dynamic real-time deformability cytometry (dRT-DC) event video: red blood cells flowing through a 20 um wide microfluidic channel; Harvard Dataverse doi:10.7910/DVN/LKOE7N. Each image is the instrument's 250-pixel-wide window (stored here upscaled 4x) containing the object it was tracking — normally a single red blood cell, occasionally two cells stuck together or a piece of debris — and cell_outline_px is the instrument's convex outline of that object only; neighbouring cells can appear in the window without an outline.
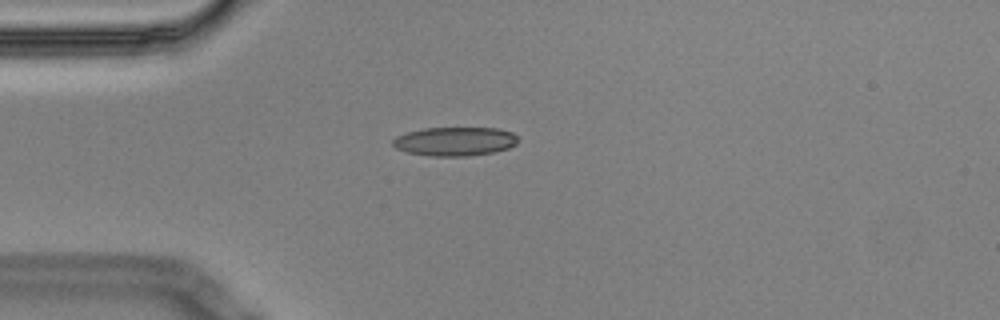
{"species": "Egyptian fruit bat (a non-hibernating species)", "species_latin": "Rousettus aegyptiacus", "temperature_condition": "cold", "stored_images_in_passage": 3, "camera_frame_rate_fps": 3000, "um_per_image_px": 0.085, "animal": {"sex": "male"}, "frame": {"image": 1, "passage_image": 1, "time_ms": 0.0, "image_size_px": [1000, 320], "cell_outline_px": [[520, 140], [516, 144], [508, 148], [492, 152], [468, 156], [428, 156], [408, 152], [396, 148], [392, 144], [392, 140], [396, 136], [408, 132], [424, 128], [496, 128], [512, 132]], "centroid_in_image_um": [38.66, 12.02], "position_along_channel_um": 46.3, "area_um2": 21.04}}